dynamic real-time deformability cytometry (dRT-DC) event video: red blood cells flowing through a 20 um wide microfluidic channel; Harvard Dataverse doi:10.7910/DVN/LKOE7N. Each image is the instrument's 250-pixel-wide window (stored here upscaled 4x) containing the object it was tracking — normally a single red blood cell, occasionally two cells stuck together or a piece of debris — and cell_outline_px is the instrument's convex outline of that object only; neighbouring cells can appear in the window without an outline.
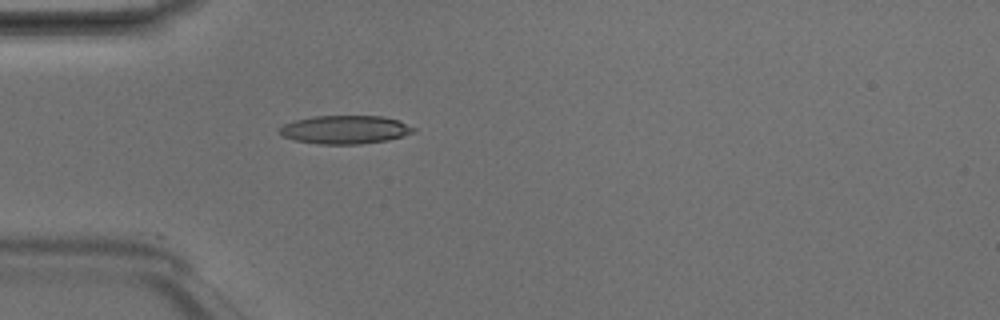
{"species": "Egyptian fruit bat (a non-hibernating species)", "species_latin": "Rousettus aegyptiacus", "temperature_condition": "room temperature", "stored_images_in_passage": 3, "camera_frame_rate_fps": 3000, "um_per_image_px": 0.085, "animal": {"sex": "male"}, "frame": {"image": 1, "passage_image": 3, "time_ms": 0.667, "image_size_px": [1000, 320], "cell_outline_px": [[416, 128], [412, 132], [404, 136], [388, 140], [360, 144], [320, 144], [296, 140], [284, 136], [280, 132], [280, 128], [284, 124], [296, 120], [312, 116], [384, 116], [400, 120]], "centroid_in_image_um": [29.39, 11.01], "position_along_channel_um": 55.6, "area_um2": 22.08}}